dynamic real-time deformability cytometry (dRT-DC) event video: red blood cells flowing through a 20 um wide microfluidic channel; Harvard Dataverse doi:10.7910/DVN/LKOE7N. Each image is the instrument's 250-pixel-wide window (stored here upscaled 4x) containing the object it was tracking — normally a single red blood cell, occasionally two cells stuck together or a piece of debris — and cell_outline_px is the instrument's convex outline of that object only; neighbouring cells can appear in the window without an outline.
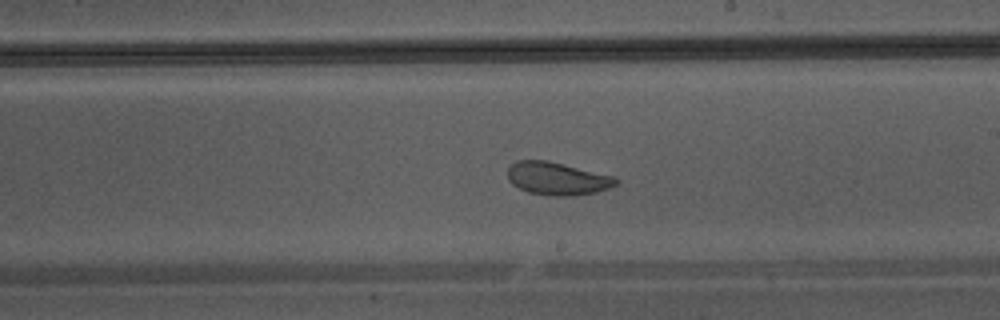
{"species": "Egyptian fruit bat (a non-hibernating species)", "species_latin": "Rousettus aegyptiacus", "temperature_condition": "warm", "stored_images_in_passage": 35, "camera_frame_rate_fps": 3000, "um_per_image_px": 0.085, "animal": {"sex": "male"}, "frame": {"image": 1, "passage_image": 16, "time_ms": 5.0, "image_size_px": [1000, 320], "cell_outline_px": [[620, 180], [616, 184], [608, 188], [596, 192], [572, 196], [552, 196], [528, 192], [512, 184], [508, 180], [508, 168], [516, 160], [548, 160], [612, 176]], "centroid_in_image_um": [47.34, 15.18], "position_along_channel_um": 241.7, "area_um2": 20.63}}